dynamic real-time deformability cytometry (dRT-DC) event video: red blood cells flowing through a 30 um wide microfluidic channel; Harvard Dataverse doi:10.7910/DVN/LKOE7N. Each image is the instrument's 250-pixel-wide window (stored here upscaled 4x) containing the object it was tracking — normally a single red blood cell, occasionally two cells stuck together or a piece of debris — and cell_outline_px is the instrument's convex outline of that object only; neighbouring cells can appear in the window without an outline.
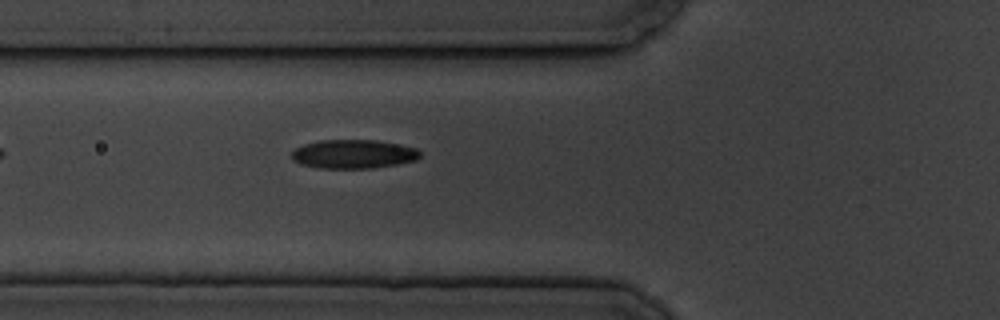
{"species": "common noctule bat (a hibernating species)", "species_latin": "Nyctalus noctula", "temperature_condition": "cold", "stored_images_in_passage": 7, "camera_frame_rate_fps": 3000, "um_per_image_px": 0.085, "animal": {"sex": "male", "body_mass_g": 19.5, "forearm_length_mm": 54.6}, "frame": {"image": 1, "passage_image": 7, "time_ms": 7.0, "image_size_px": [1000, 320], "cell_outline_px": [[420, 156], [416, 160], [396, 164], [372, 168], [316, 168], [300, 164], [292, 160], [292, 152], [296, 148], [304, 144], [320, 140], [376, 140], [416, 148], [420, 152]], "centroid_in_image_um": [30.01, 13.1], "position_along_channel_um": 95.8, "area_um2": 21.5}}